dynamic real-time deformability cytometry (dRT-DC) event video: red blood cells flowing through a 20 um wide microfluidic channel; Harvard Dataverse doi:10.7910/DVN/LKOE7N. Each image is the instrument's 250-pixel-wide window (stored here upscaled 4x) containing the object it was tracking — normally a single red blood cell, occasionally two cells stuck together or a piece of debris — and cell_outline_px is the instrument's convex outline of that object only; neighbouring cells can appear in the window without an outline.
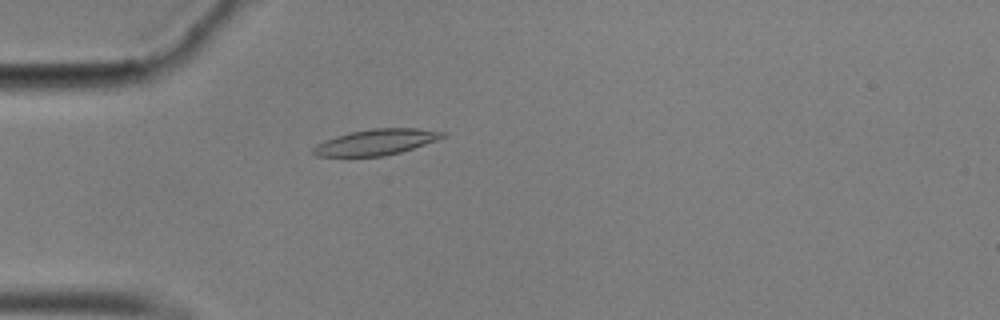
{"species": "common noctule bat (a hibernating species)", "species_latin": "Nyctalus noctula", "temperature_condition": "cold", "stored_images_in_passage": 13, "camera_frame_rate_fps": 3000, "um_per_image_px": 0.085, "animal": {"sex": "male", "body_mass_g": 17.9}, "frame": {"image": 1, "passage_image": 2, "time_ms": 0.333, "image_size_px": [1000, 320], "cell_outline_px": [[448, 136], [400, 152], [384, 156], [316, 156], [312, 152], [312, 148], [316, 144], [324, 140], [348, 132], [372, 128], [416, 128], [444, 132]], "centroid_in_image_um": [31.94, 12.07], "position_along_channel_um": 53.1, "area_um2": 19.42}}
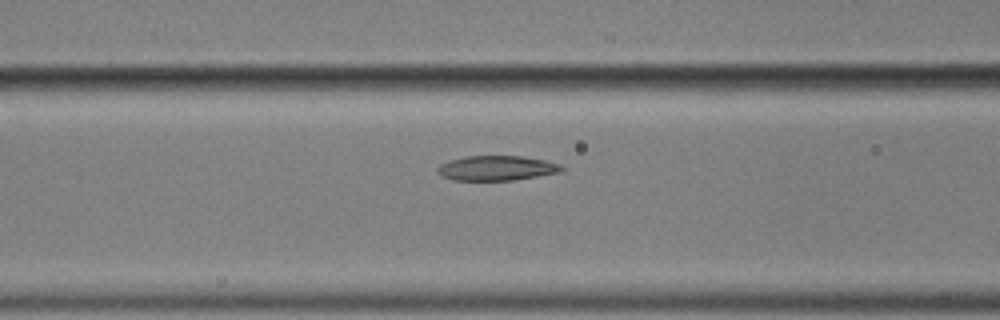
{"frame": {"image": 2, "passage_image": 9, "time_ms": 2.667, "image_size_px": [1000, 320], "cell_outline_px": [[564, 168], [560, 172], [512, 180], [452, 180], [440, 176], [436, 172], [436, 168], [440, 164], [464, 156], [524, 156], [544, 160], [560, 164]], "centroid_in_image_um": [42.17, 14.29], "position_along_channel_um": 124.4, "area_um2": 17.92}}
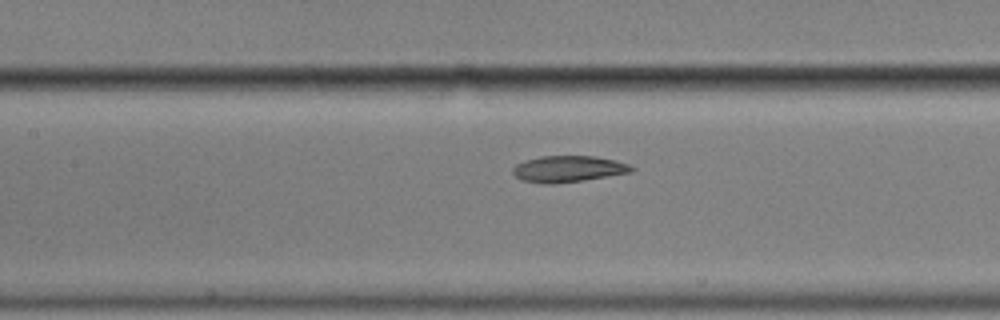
{"frame": {"image": 3, "passage_image": 12, "time_ms": 3.667, "image_size_px": [1000, 320], "cell_outline_px": [[636, 168], [632, 172], [584, 180], [552, 184], [544, 184], [524, 180], [516, 176], [512, 172], [512, 168], [516, 164], [524, 160], [540, 156], [596, 156], [616, 160], [628, 164]], "centroid_in_image_um": [48.31, 14.35], "position_along_channel_um": 159.1, "area_um2": 18.26}}